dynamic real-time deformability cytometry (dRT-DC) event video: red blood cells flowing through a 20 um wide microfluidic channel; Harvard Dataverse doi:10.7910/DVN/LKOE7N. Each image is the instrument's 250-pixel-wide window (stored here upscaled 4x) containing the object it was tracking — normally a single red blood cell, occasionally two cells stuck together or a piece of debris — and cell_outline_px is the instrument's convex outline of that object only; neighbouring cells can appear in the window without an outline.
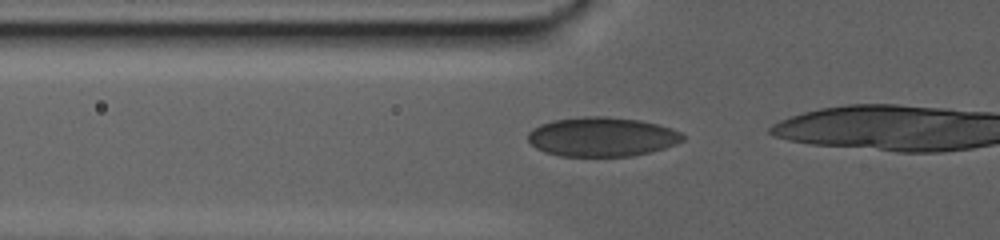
{"species": "human", "species_latin": "Homo sapiens", "temperature_condition": "warm", "stored_images_in_passage": 45, "camera_frame_rate_fps": 3000, "um_per_image_px": 0.085, "donor": {"sex": "male"}, "frame": {"image": 1, "passage_image": 20, "time_ms": 6.333, "image_size_px": [1000, 240], "cell_outline_px": [[684, 140], [676, 144], [664, 148], [632, 156], [560, 156], [544, 152], [536, 148], [528, 140], [528, 132], [532, 128], [540, 124], [552, 120], [584, 116], [604, 116], [640, 120], [672, 128], [680, 132], [684, 136]], "centroid_in_image_um": [51.14, 11.62], "position_along_channel_um": 74.7, "area_um2": 35.55}}
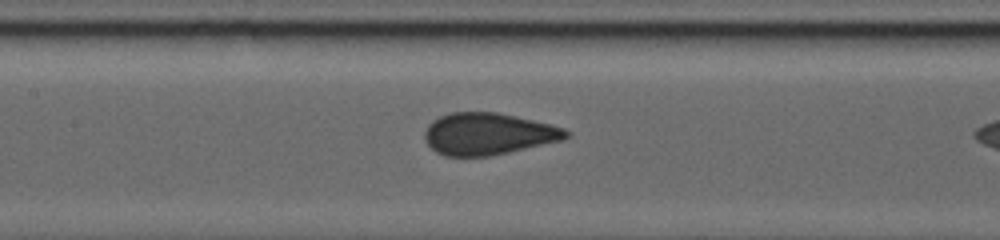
{"frame": {"image": 2, "passage_image": 32, "time_ms": 10.333, "image_size_px": [1000, 240], "cell_outline_px": [[572, 132], [564, 140], [508, 152], [488, 156], [444, 156], [436, 152], [424, 140], [424, 132], [428, 124], [432, 120], [440, 116], [452, 112], [496, 112], [516, 116], [564, 128]], "centroid_in_image_um": [41.48, 11.38], "position_along_channel_um": 165.9, "area_um2": 34.51}}
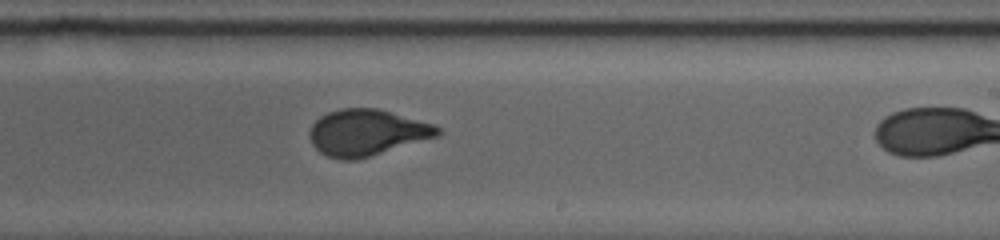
{"frame": {"image": 3, "passage_image": 44, "time_ms": 14.333, "image_size_px": [1000, 240], "cell_outline_px": [[440, 132], [436, 136], [356, 160], [340, 160], [328, 156], [320, 152], [312, 144], [308, 136], [308, 132], [312, 124], [320, 116], [328, 112], [340, 108], [376, 108], [436, 124], [440, 128]], "centroid_in_image_um": [31.13, 11.26], "position_along_channel_um": 257.9, "area_um2": 34.33}}